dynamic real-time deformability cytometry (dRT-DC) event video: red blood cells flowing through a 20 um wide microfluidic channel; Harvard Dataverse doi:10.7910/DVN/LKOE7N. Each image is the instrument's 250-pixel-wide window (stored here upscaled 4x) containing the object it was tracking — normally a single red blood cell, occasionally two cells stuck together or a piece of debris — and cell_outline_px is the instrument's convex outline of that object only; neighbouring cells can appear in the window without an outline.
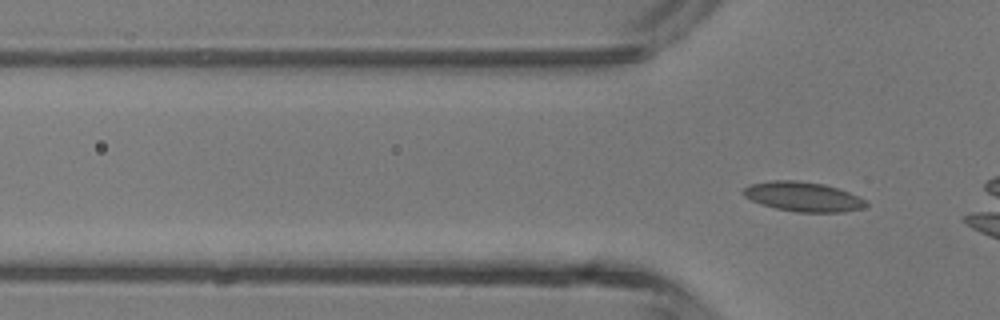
{"species": "common noctule bat (a hibernating species)", "species_latin": "Nyctalus noctula", "temperature_condition": "room temperature", "stored_images_in_passage": 2, "camera_frame_rate_fps": 3000, "um_per_image_px": 0.085, "animal": {"sex": "male", "body_mass_g": 13.3}, "frame": {"image": 1, "passage_image": 2, "time_ms": 0.333, "image_size_px": [1000, 320], "cell_outline_px": [[868, 204], [864, 208], [844, 212], [796, 212], [776, 208], [760, 204], [744, 196], [740, 192], [748, 184], [772, 180], [796, 180], [824, 184], [848, 192], [864, 200]], "centroid_in_image_um": [68.21, 16.71], "position_along_channel_um": 57.6, "area_um2": 21.15}}